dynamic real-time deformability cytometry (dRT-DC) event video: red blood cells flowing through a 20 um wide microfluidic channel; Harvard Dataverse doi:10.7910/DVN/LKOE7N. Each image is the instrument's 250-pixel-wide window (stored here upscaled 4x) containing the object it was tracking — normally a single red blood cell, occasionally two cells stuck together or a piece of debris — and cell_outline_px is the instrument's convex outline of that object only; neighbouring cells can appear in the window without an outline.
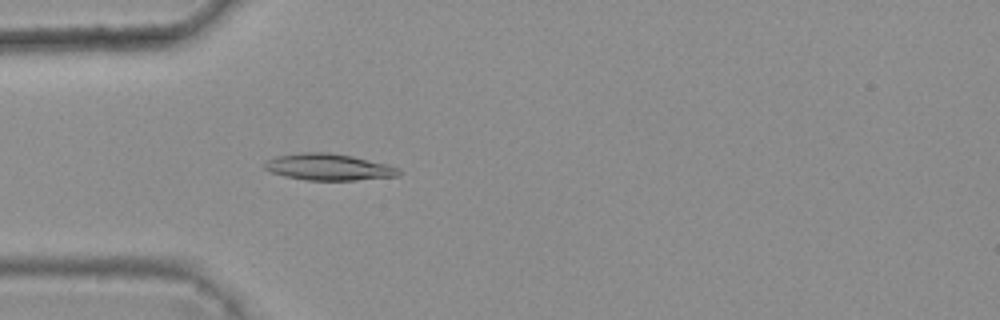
{"species": "common noctule bat (a hibernating species)", "species_latin": "Nyctalus noctula", "temperature_condition": "warm", "stored_images_in_passage": 5, "camera_frame_rate_fps": 3000, "um_per_image_px": 0.085, "animal": {"sex": "female", "body_mass_g": 25.1}, "frame": {"image": 1, "passage_image": 5, "time_ms": 1.333, "image_size_px": [1000, 320], "cell_outline_px": [[400, 176], [356, 180], [308, 180], [284, 176], [272, 172], [264, 168], [264, 164], [268, 160], [276, 156], [304, 152], [328, 152], [352, 156], [388, 164], [400, 168]], "centroid_in_image_um": [27.97, 14.2], "position_along_channel_um": 57.0, "area_um2": 20.75}}